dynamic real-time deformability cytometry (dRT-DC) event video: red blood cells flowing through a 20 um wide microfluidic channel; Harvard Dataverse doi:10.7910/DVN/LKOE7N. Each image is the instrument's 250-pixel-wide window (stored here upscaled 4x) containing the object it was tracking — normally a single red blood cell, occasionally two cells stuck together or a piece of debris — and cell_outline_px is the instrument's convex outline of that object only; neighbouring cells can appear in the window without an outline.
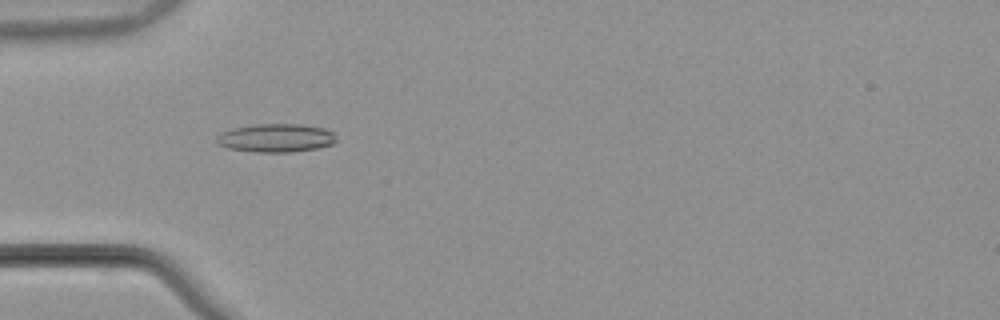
{"species": "common noctule bat (a hibernating species)", "species_latin": "Nyctalus noctula", "temperature_condition": "warm", "stored_images_in_passage": 54, "camera_frame_rate_fps": 3000, "um_per_image_px": 0.085, "animal": {"sex": "male", "body_mass_g": 21.5, "forearm_length_mm": 52.0}, "frame": {"image": 1, "passage_image": 18, "time_ms": 5.667, "image_size_px": [1000, 320], "cell_outline_px": [[336, 140], [332, 144], [320, 148], [292, 152], [252, 152], [228, 148], [216, 144], [216, 136], [220, 132], [232, 128], [256, 124], [304, 124], [324, 128], [336, 132]], "centroid_in_image_um": [23.46, 11.72], "position_along_channel_um": 61.5, "area_um2": 20.23}}
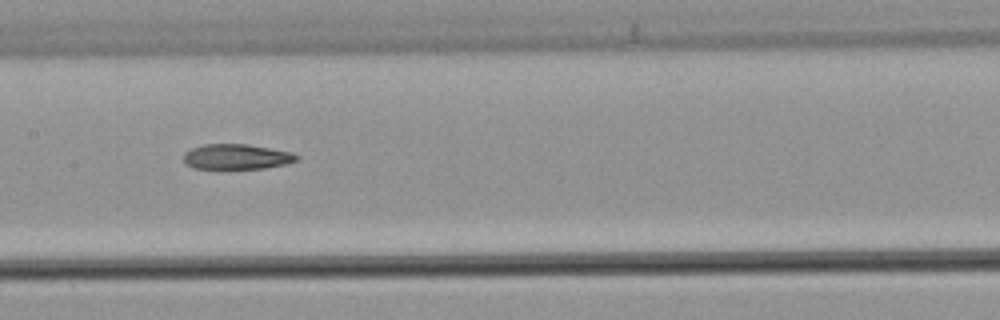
{"frame": {"image": 2, "passage_image": 28, "time_ms": 9.0, "image_size_px": [1000, 320], "cell_outline_px": [[300, 156], [296, 160], [284, 164], [264, 168], [220, 172], [192, 168], [184, 164], [184, 152], [192, 148], [204, 144], [248, 144], [292, 152]], "centroid_in_image_um": [20.03, 13.37], "position_along_channel_um": 187.4, "area_um2": 17.57}}
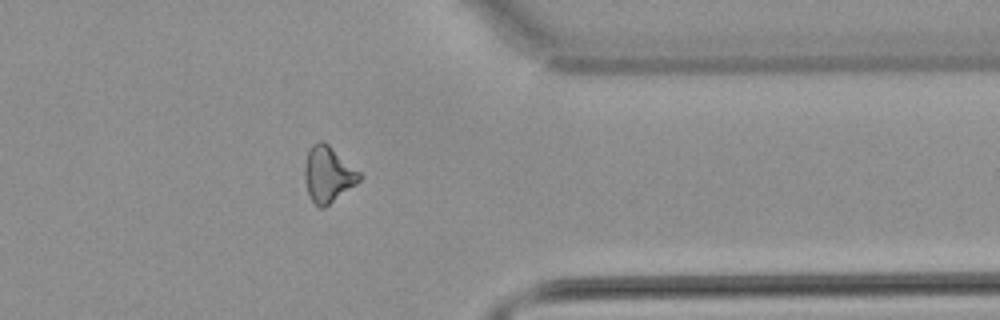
{"frame": {"image": 3, "passage_image": 44, "time_ms": 14.333, "image_size_px": [1000, 320], "cell_outline_px": [[360, 180], [356, 184], [324, 208], [320, 208], [312, 200], [308, 192], [304, 180], [304, 164], [308, 152], [312, 144], [320, 140], [324, 140], [360, 172]], "centroid_in_image_um": [27.87, 14.8], "position_along_channel_um": 383.5, "area_um2": 17.74}, "authors_computed_cell_mechanics": {"area_um2": 17.918, "velocity_mm_per_s": 3.8706, "shape_relaxation_time_tau1_ms": 10.4862, "shape_relaxation_time_tau2_ms": null, "deformation_change_tau1": 0.2014, "deformation_change_tau2": null}}